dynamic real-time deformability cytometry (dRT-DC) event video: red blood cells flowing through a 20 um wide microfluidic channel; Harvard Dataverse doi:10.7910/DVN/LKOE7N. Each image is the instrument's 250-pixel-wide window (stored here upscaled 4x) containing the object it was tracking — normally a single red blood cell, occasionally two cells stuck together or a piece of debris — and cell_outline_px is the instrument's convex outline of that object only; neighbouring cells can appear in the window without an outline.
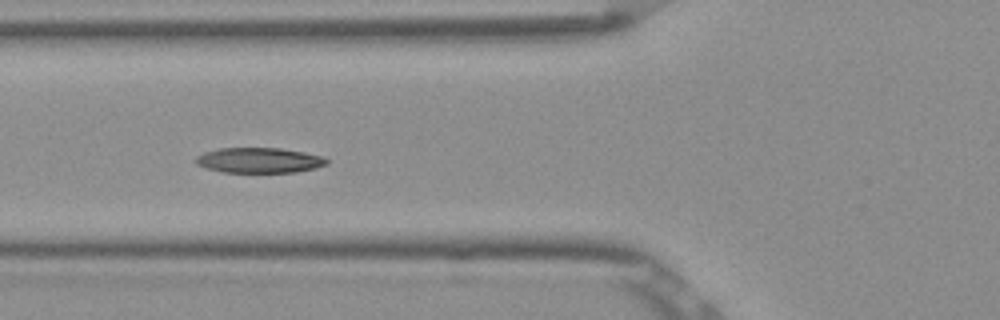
{"species": "Egyptian fruit bat (a non-hibernating species)", "species_latin": "Rousettus aegyptiacus", "temperature_condition": "room temperature", "stored_images_in_passage": 9, "camera_frame_rate_fps": 3000, "um_per_image_px": 0.085, "frame": {"image": 1, "passage_image": 7, "time_ms": 2.0, "image_size_px": [1000, 320], "cell_outline_px": [[328, 164], [316, 168], [296, 172], [224, 172], [208, 168], [196, 164], [196, 156], [204, 152], [220, 148], [280, 148], [304, 152], [324, 156], [328, 160]], "centroid_in_image_um": [22.07, 13.62], "position_along_channel_um": 103.7, "area_um2": 19.25}}
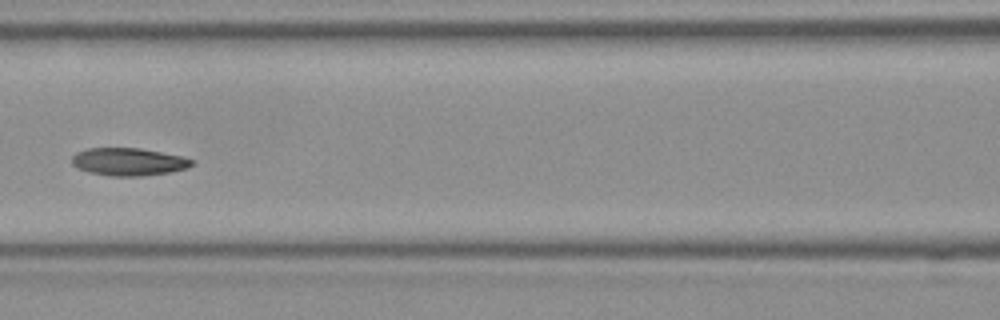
{"frame": {"image": 2, "passage_image": 8, "time_ms": 2.333, "image_size_px": [1000, 320], "cell_outline_px": [[196, 160], [188, 168], [168, 172], [140, 176], [112, 176], [88, 172], [76, 168], [72, 164], [72, 156], [76, 152], [88, 148], [140, 148], [180, 156]], "centroid_in_image_um": [10.89, 13.75], "position_along_channel_um": 155.7, "area_um2": 19.31}}
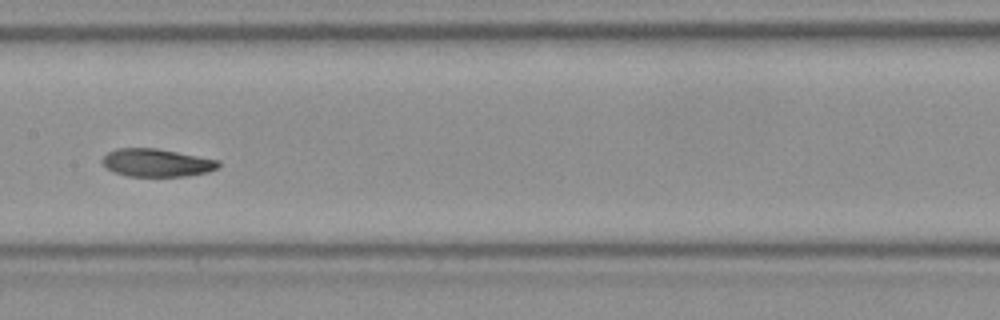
{"frame": {"image": 3, "passage_image": 9, "time_ms": 2.667, "image_size_px": [1000, 320], "cell_outline_px": [[220, 164], [216, 168], [208, 172], [188, 176], [128, 176], [116, 172], [108, 168], [100, 160], [108, 152], [116, 148], [156, 148], [220, 160]], "centroid_in_image_um": [13.33, 13.83], "position_along_channel_um": 194.1, "area_um2": 18.79}}